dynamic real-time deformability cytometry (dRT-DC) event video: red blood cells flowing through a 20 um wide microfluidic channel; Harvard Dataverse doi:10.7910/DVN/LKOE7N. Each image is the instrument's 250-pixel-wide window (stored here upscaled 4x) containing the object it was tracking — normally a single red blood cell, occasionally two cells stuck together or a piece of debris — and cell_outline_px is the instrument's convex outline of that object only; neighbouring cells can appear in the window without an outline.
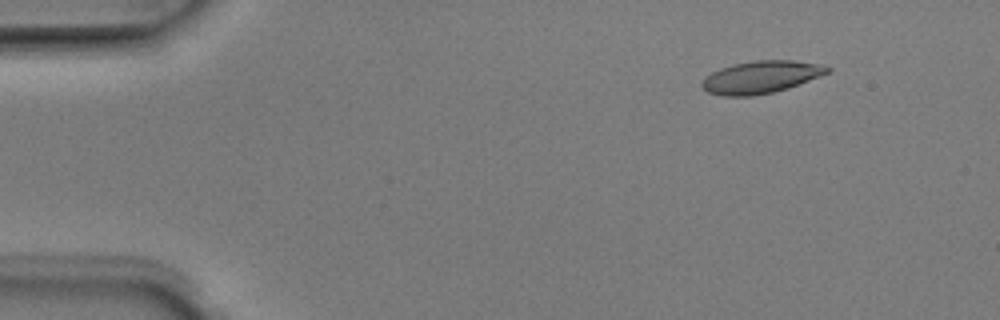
{"species": "Egyptian fruit bat (a non-hibernating species)", "species_latin": "Rousettus aegyptiacus", "temperature_condition": "room temperature", "stored_images_in_passage": 2, "camera_frame_rate_fps": 3000, "um_per_image_px": 0.085, "animal": {"sex": "male"}, "frame": {"image": 1, "passage_image": 1, "time_ms": 0.0, "image_size_px": [1000, 320], "cell_outline_px": [[832, 68], [828, 72], [820, 76], [788, 88], [772, 92], [752, 96], [724, 96], [708, 92], [700, 84], [700, 80], [704, 76], [720, 68], [732, 64], [752, 60], [792, 60], [816, 64]], "centroid_in_image_um": [64.61, 6.55], "position_along_channel_um": 20.4, "area_um2": 23.64}}